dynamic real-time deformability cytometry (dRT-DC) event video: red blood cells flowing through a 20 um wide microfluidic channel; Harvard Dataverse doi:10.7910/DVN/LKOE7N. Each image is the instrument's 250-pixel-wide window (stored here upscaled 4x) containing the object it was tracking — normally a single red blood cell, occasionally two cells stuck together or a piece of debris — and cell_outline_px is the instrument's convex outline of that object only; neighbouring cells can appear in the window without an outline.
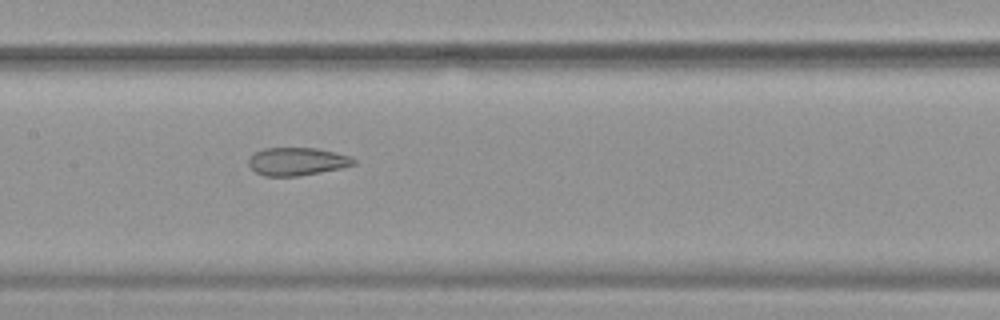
{"species": "common noctule bat (a hibernating species)", "species_latin": "Nyctalus noctula", "temperature_condition": "warm", "stored_images_in_passage": 51, "segment_of_instrument_passage": [2, 2], "camera_frame_rate_fps": 3000, "um_per_image_px": 0.085, "animal": {"sex": "female", "body_mass_g": 19.9}, "frame": {"image": 1, "passage_image": 27, "time_ms": 8.667, "image_size_px": [1000, 320], "cell_outline_px": [[356, 164], [340, 168], [320, 172], [296, 176], [264, 176], [256, 172], [248, 164], [248, 160], [256, 152], [264, 148], [316, 148], [336, 152], [352, 156], [356, 160]], "centroid_in_image_um": [25.28, 13.72], "position_along_channel_um": 182.1, "area_um2": 17.05}}
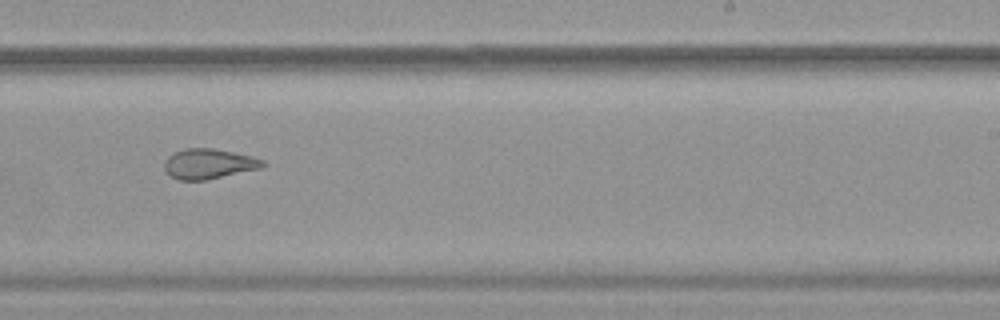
{"frame": {"image": 2, "passage_image": 34, "time_ms": 11.0, "image_size_px": [1000, 320], "cell_outline_px": [[264, 164], [260, 168], [204, 180], [180, 180], [168, 176], [164, 168], [164, 164], [168, 156], [172, 152], [184, 148], [212, 148], [252, 156], [264, 160]], "centroid_in_image_um": [17.68, 13.92], "position_along_channel_um": 271.3, "area_um2": 17.17}}
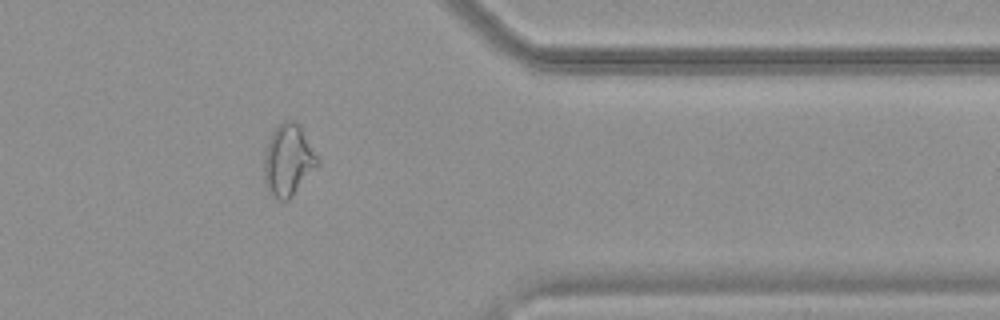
{"frame": {"image": 3, "passage_image": 44, "time_ms": 14.333, "image_size_px": [1000, 320], "cell_outline_px": [[320, 164], [292, 196], [288, 200], [280, 200], [268, 196], [264, 180], [264, 156], [268, 140], [272, 132], [284, 120], [296, 120], [300, 124], [320, 160]], "centroid_in_image_um": [24.5, 13.63], "position_along_channel_um": 386.9, "area_um2": 22.72}}